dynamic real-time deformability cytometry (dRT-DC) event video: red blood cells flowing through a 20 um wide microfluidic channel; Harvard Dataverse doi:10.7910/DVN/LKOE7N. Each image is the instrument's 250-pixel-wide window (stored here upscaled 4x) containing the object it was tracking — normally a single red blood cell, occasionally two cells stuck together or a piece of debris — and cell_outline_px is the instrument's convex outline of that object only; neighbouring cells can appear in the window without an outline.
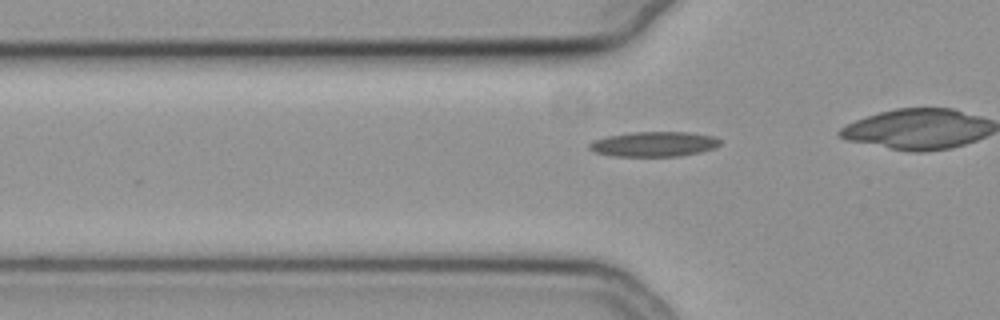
{"species": "common noctule bat (a hibernating species)", "species_latin": "Nyctalus noctula", "temperature_condition": "cold", "stored_images_in_passage": 29, "camera_frame_rate_fps": 3000, "um_per_image_px": 0.085, "animal": {"sex": "female", "body_mass_g": 19.3, "forearm_length_mm": 54.1}, "frame": {"image": 1, "passage_image": 4, "time_ms": 1.0, "image_size_px": [1000, 320], "cell_outline_px": [[720, 144], [716, 148], [700, 152], [680, 156], [612, 156], [596, 152], [588, 148], [588, 144], [592, 140], [608, 136], [632, 132], [688, 132], [712, 136], [720, 140]], "centroid_in_image_um": [55.58, 12.25], "position_along_channel_um": 70.2, "area_um2": 19.02}}
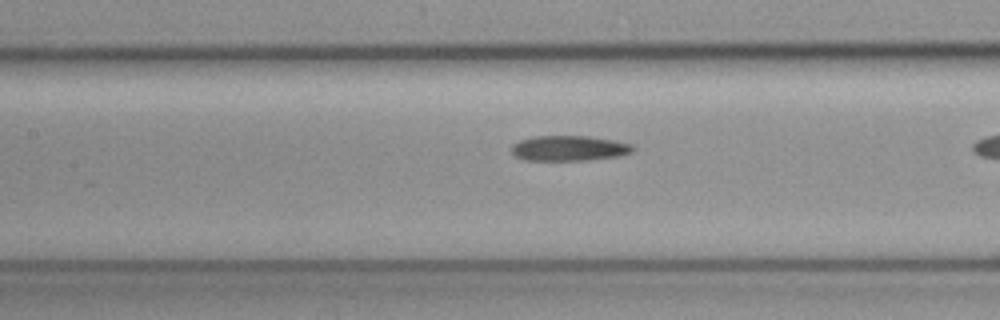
{"frame": {"image": 2, "passage_image": 11, "time_ms": 3.333, "image_size_px": [1000, 320], "cell_outline_px": [[636, 148], [632, 152], [620, 156], [588, 160], [524, 160], [516, 156], [512, 152], [512, 144], [520, 140], [532, 136], [588, 136], [612, 140], [632, 144]], "centroid_in_image_um": [48.38, 12.6], "position_along_channel_um": 159.0, "area_um2": 17.92}}
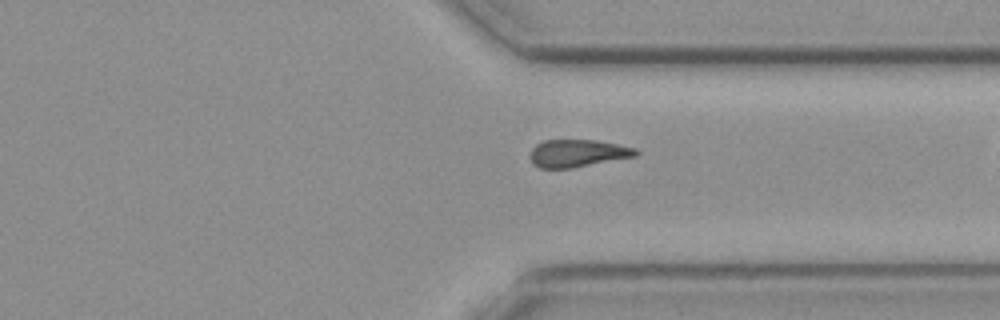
{"frame": {"image": 3, "passage_image": 27, "time_ms": 8.667, "image_size_px": [1000, 320], "cell_outline_px": [[640, 152], [636, 156], [572, 168], [540, 168], [532, 164], [528, 156], [532, 148], [536, 144], [544, 140], [596, 140], [636, 148]], "centroid_in_image_um": [49.06, 13.03], "position_along_channel_um": 362.3, "area_um2": 17.05}}